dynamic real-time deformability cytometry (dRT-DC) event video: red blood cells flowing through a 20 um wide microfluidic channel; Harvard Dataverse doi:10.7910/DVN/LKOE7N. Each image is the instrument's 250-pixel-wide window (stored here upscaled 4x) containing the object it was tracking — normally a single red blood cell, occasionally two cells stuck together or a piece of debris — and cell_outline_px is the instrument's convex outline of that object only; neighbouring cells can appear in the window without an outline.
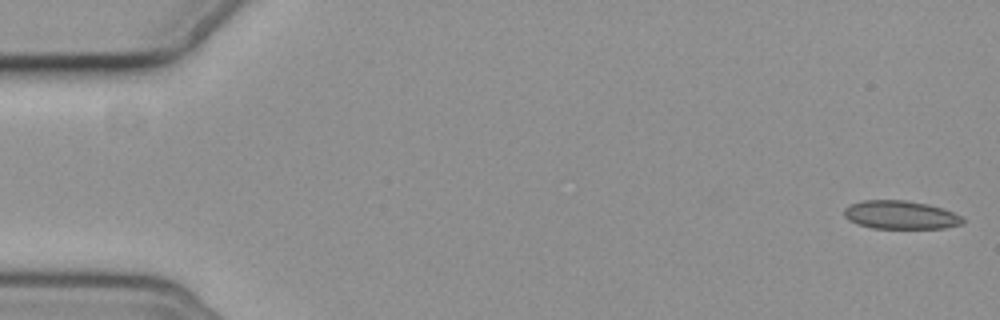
{"species": "common noctule bat (a hibernating species)", "species_latin": "Nyctalus noctula", "temperature_condition": "cold", "stored_images_in_passage": 5, "camera_frame_rate_fps": 3000, "um_per_image_px": 0.085, "animal": {"sex": "female", "body_mass_g": 19.3, "forearm_length_mm": 54.1}, "frame": {"image": 1, "passage_image": 1, "time_ms": 0.0, "image_size_px": [1000, 320], "cell_outline_px": [[964, 224], [944, 228], [872, 228], [848, 220], [844, 216], [844, 208], [848, 204], [864, 200], [904, 200], [928, 204], [944, 208], [960, 216], [964, 220]], "centroid_in_image_um": [76.54, 18.26], "position_along_channel_um": 8.5, "area_um2": 19.65}}
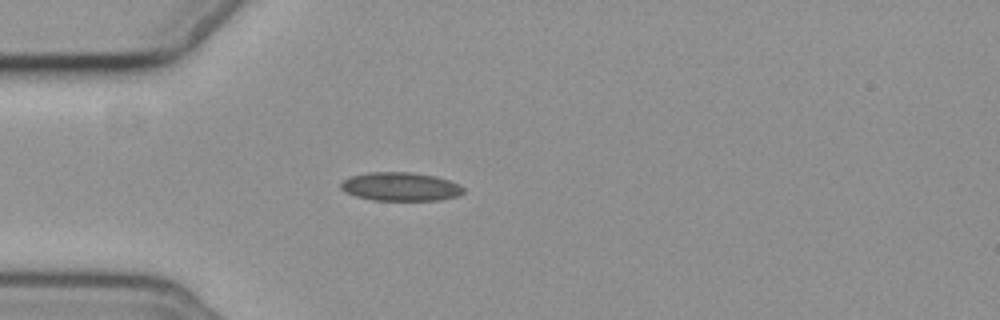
{"frame": {"image": 2, "passage_image": 4, "time_ms": 5.0, "image_size_px": [1000, 320], "cell_outline_px": [[464, 192], [456, 196], [440, 200], [372, 200], [356, 196], [344, 192], [340, 188], [340, 184], [348, 176], [368, 172], [412, 172], [436, 176], [460, 184], [464, 188]], "centroid_in_image_um": [34.02, 15.85], "position_along_channel_um": 51.0, "area_um2": 20.58}}